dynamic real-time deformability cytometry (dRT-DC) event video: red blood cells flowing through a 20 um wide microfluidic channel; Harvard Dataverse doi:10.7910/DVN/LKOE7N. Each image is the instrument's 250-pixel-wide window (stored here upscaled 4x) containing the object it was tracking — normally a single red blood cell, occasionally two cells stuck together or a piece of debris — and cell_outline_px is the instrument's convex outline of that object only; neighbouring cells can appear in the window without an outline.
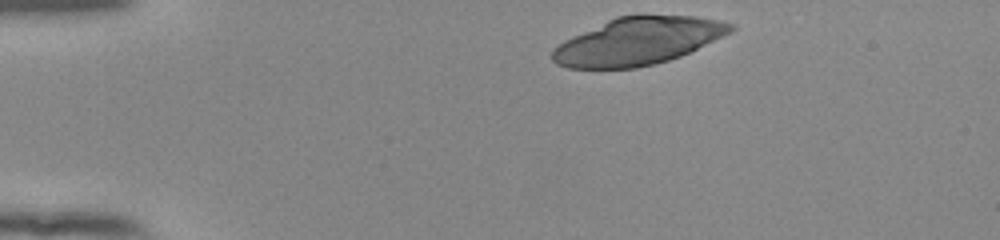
{"species": "human", "species_latin": "Homo sapiens", "temperature_condition": "room temperature", "stored_images_in_passage": 44, "camera_frame_rate_fps": 3000, "um_per_image_px": 0.085, "donor": {"sex": "female"}, "frame": {"image": 1, "passage_image": 1, "time_ms": 0.0, "image_size_px": [1000, 240], "cell_outline_px": [[736, 28], [732, 32], [680, 56], [668, 60], [636, 68], [568, 68], [556, 64], [552, 60], [552, 52], [564, 40], [616, 16], [644, 12], [696, 16], [720, 20], [736, 24]], "centroid_in_image_um": [54.28, 3.45], "position_along_channel_um": 30.7, "area_um2": 49.88}}